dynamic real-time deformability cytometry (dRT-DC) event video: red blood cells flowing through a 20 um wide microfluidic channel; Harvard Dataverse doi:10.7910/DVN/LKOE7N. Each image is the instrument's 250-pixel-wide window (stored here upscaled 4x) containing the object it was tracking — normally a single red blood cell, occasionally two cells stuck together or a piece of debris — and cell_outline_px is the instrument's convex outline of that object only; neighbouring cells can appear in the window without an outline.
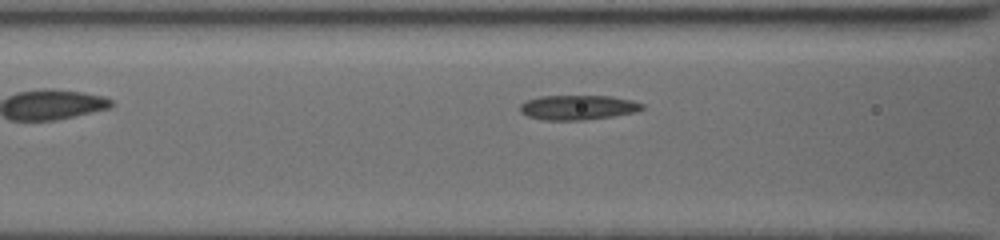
{"species": "common noctule bat (a hibernating species)", "species_latin": "Nyctalus noctula", "temperature_condition": "cold", "stored_images_in_passage": 7, "camera_frame_rate_fps": 3000, "um_per_image_px": 0.085, "animal": {"sex": "female", "body_mass_g": 19.5, "forearm_length_mm": 54.1}, "frame": {"image": 1, "passage_image": 3, "time_ms": 0.333, "image_size_px": [1000, 240], "cell_outline_px": [[644, 108], [636, 112], [612, 116], [584, 120], [544, 120], [528, 116], [520, 112], [520, 104], [528, 100], [540, 96], [612, 96], [632, 100], [644, 104]], "centroid_in_image_um": [49.14, 9.13], "position_along_channel_um": 117.5, "area_um2": 17.57}}